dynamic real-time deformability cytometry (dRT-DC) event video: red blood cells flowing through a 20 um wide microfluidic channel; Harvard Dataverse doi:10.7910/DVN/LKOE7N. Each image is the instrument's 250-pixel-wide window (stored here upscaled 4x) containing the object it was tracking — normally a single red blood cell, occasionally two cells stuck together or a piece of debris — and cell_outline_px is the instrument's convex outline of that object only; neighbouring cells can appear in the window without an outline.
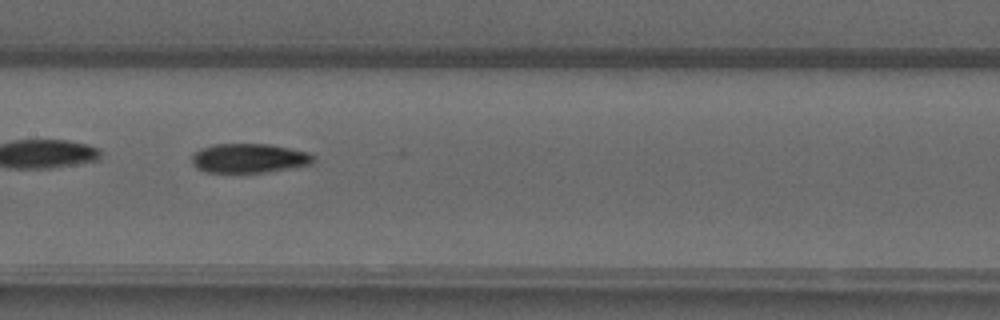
{"species": "common noctule bat (a hibernating species)", "species_latin": "Nyctalus noctula", "temperature_condition": "warm", "stored_images_in_passage": 28, "camera_frame_rate_fps": 3000, "um_per_image_px": 0.085, "animal": {"sex": "male", "forearm_length_mm": 52.5}, "frame": {"image": 1, "passage_image": 9, "time_ms": 2.667, "image_size_px": [1000, 320], "cell_outline_px": [[316, 160], [312, 164], [292, 168], [268, 172], [208, 172], [196, 168], [192, 164], [192, 156], [200, 148], [212, 144], [268, 144], [312, 152]], "centroid_in_image_um": [21.22, 13.44], "position_along_channel_um": 186.2, "area_um2": 20.98}}